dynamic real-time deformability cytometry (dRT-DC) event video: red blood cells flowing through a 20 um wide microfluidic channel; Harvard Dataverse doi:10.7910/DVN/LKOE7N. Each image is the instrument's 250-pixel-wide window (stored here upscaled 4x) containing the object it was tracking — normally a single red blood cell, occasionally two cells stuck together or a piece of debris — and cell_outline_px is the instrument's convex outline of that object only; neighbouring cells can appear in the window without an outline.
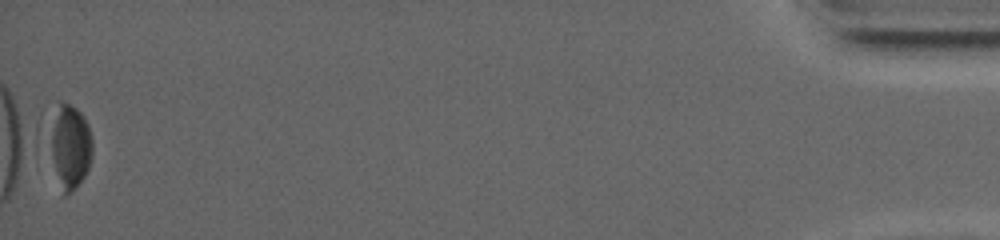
{"species": "common noctule bat (a hibernating species)", "species_latin": "Nyctalus noctula", "temperature_condition": "warm", "stored_images_in_passage": 29, "camera_frame_rate_fps": 4500, "um_per_image_px": 0.085, "animal": {"sex": "female", "body_mass_g": 19.0, "forearm_length_mm": 53.3}, "frame": {"image": 1, "passage_image": 29, "time_ms": 15.333, "image_size_px": [1000, 240], "cell_outline_px": [[92, 152], [88, 168], [84, 176], [68, 192], [64, 192], [36, 124], [40, 112], [56, 100], [60, 100], [76, 108], [84, 116], [88, 124], [92, 140]], "centroid_in_image_um": [5.63, 12.05], "position_along_channel_um": 429.6, "area_um2": 24.04}}